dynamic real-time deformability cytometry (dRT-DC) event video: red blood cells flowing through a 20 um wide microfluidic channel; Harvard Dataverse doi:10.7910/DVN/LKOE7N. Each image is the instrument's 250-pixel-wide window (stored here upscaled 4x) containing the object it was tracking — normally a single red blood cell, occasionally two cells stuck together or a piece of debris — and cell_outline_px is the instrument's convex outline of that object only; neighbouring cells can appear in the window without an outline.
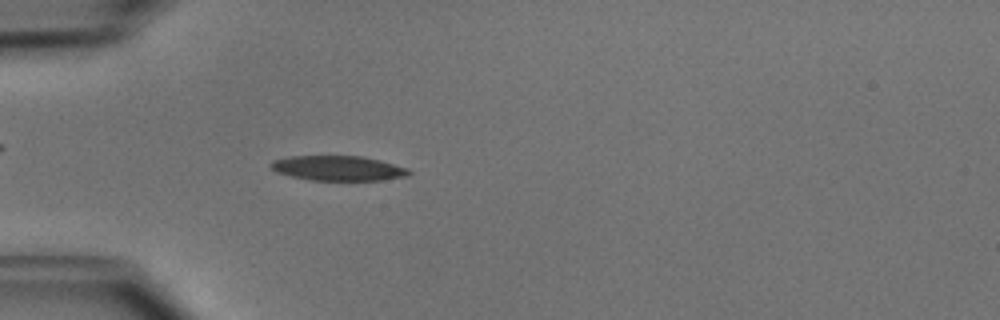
{"species": "common noctule bat (a hibernating species)", "species_latin": "Nyctalus noctula", "temperature_condition": "cold", "stored_images_in_passage": 50, "camera_frame_rate_fps": 3000, "um_per_image_px": 0.085, "animal": {"sex": "male", "body_mass_g": 15.6}, "frame": {"image": 1, "passage_image": 15, "time_ms": 4.667, "image_size_px": [1000, 320], "cell_outline_px": [[412, 172], [408, 176], [380, 180], [312, 180], [292, 176], [276, 172], [268, 164], [272, 160], [288, 156], [364, 156], [380, 160], [408, 168]], "centroid_in_image_um": [28.74, 14.29], "position_along_channel_um": 56.3, "area_um2": 20.06}}
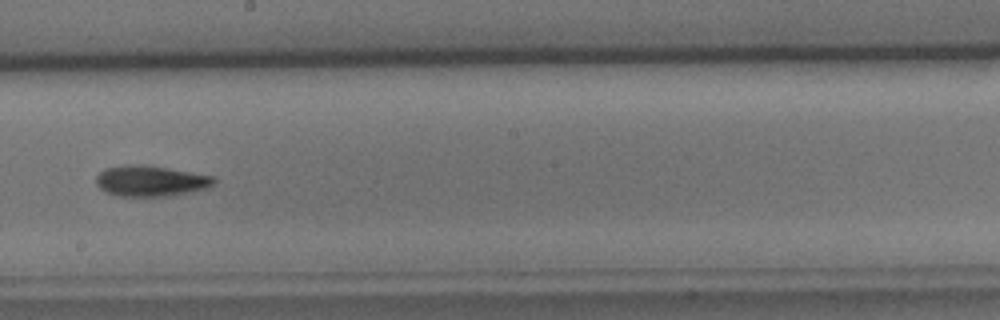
{"frame": {"image": 2, "passage_image": 29, "time_ms": 9.333, "image_size_px": [1000, 320], "cell_outline_px": [[216, 184], [208, 188], [168, 196], [116, 196], [104, 192], [96, 184], [96, 176], [104, 168], [124, 164], [132, 164], [168, 168], [216, 176]], "centroid_in_image_um": [12.8, 15.38], "position_along_channel_um": 235.4, "area_um2": 21.33}}
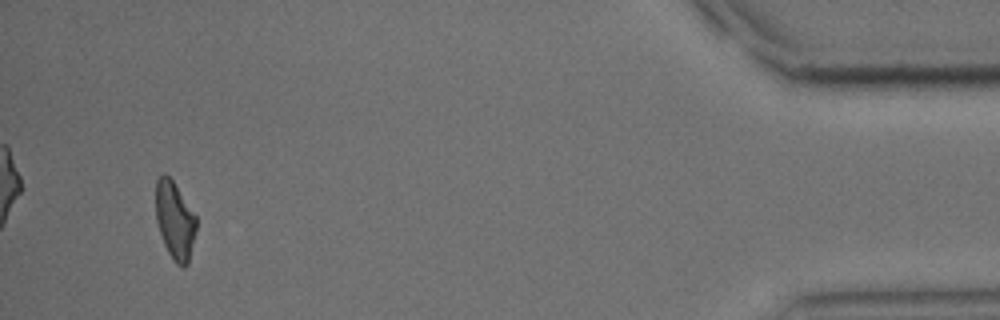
{"frame": {"image": 3, "passage_image": 48, "time_ms": 15.667, "image_size_px": [1000, 320], "cell_outline_px": [[196, 232], [188, 264], [184, 268], [180, 268], [172, 260], [164, 244], [156, 220], [156, 180], [164, 172], [172, 180], [196, 216]], "centroid_in_image_um": [14.86, 18.78], "position_along_channel_um": 420.3, "area_um2": 18.32}, "authors_computed_cell_mechanics": {"area_um2": 19.7676, "velocity_mm_per_s": 3.9925, "shape_relaxation_time_tau1_ms": 6.2272, "shape_relaxation_time_tau2_ms": null, "deformation_change_tau1": 0.1622, "deformation_change_tau2": null}}